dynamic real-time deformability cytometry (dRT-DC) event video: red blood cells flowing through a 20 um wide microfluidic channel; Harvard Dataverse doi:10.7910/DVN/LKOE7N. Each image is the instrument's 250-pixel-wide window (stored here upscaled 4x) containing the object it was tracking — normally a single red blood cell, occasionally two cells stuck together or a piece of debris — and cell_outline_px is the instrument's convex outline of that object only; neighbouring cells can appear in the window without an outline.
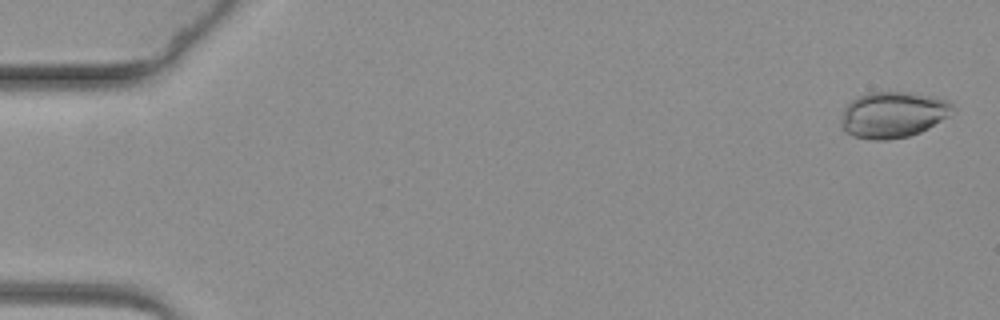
{"species": "common noctule bat (a hibernating species)", "species_latin": "Nyctalus noctula", "temperature_condition": "warm", "stored_images_in_passage": 62, "camera_frame_rate_fps": 3000, "um_per_image_px": 0.085, "animal": {"sex": "female", "body_mass_g": 19.3, "forearm_length_mm": 54.1}, "frame": {"image": 1, "passage_image": 2, "time_ms": 0.333, "image_size_px": [1000, 320], "cell_outline_px": [[956, 108], [948, 116], [928, 128], [920, 132], [908, 136], [888, 140], [872, 140], [852, 136], [844, 132], [840, 124], [840, 120], [844, 108], [856, 96], [868, 92], [912, 92], [936, 96], [948, 100]], "centroid_in_image_um": [75.89, 9.74], "position_along_channel_um": 9.1, "area_um2": 30.4}}
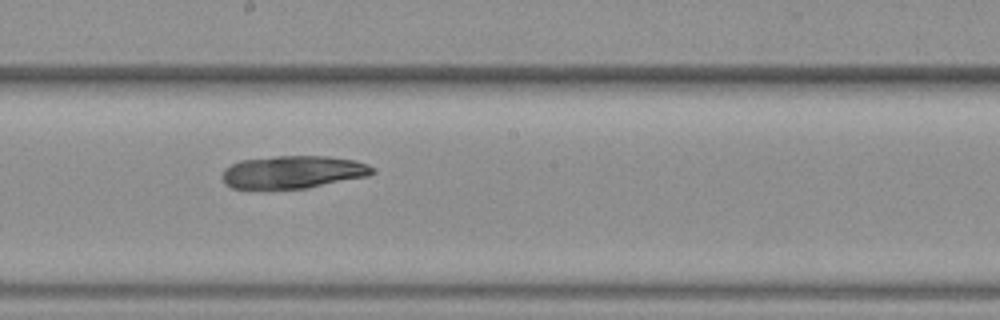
{"frame": {"image": 2, "passage_image": 35, "time_ms": 11.333, "image_size_px": [1000, 320], "cell_outline_px": [[376, 172], [368, 176], [308, 188], [232, 188], [224, 184], [220, 176], [224, 168], [240, 160], [276, 156], [328, 156], [356, 160], [368, 164], [376, 168]], "centroid_in_image_um": [24.92, 14.61], "position_along_channel_um": 223.3, "area_um2": 28.9}}
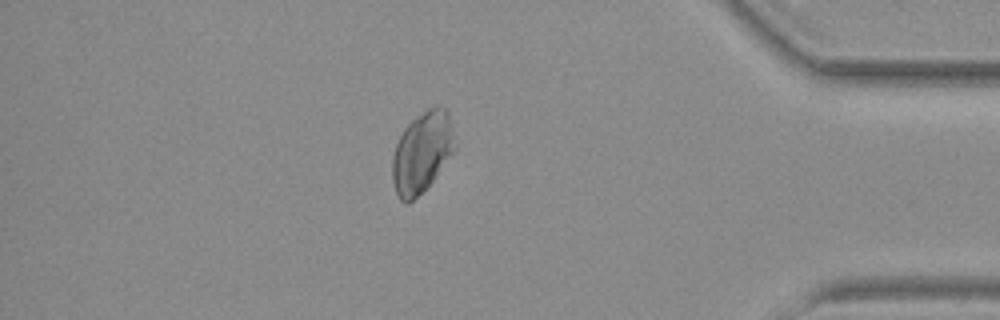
{"frame": {"image": 3, "passage_image": 54, "time_ms": 17.667, "image_size_px": [1000, 320], "cell_outline_px": [[456, 148], [432, 180], [408, 204], [404, 204], [400, 200], [396, 192], [392, 180], [392, 156], [396, 144], [404, 128], [412, 120], [428, 108], [436, 104], [440, 104], [448, 112], [456, 144]], "centroid_in_image_um": [35.86, 12.91], "position_along_channel_um": 399.3, "area_um2": 29.19}}